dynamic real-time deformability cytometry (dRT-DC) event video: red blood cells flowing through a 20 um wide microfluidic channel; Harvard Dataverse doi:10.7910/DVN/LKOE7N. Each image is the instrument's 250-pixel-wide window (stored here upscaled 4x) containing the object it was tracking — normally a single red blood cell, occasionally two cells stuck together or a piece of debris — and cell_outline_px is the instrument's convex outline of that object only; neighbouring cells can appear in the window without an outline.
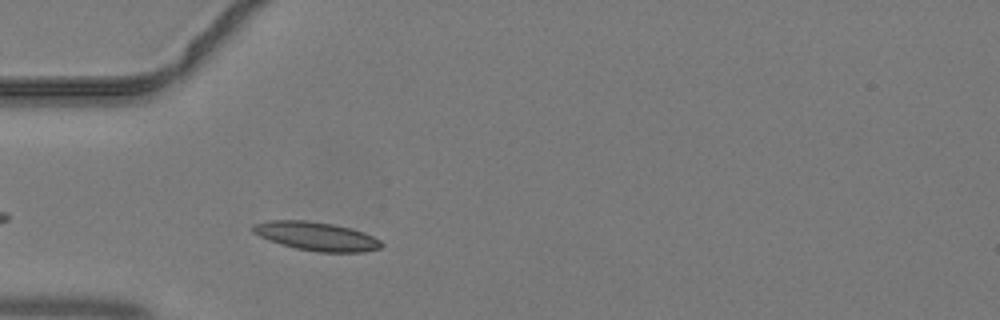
{"species": "common noctule bat (a hibernating species)", "species_latin": "Nyctalus noctula", "temperature_condition": "warm", "stored_images_in_passage": 29, "camera_frame_rate_fps": 3000, "um_per_image_px": 0.085, "animal": {"sex": "male", "body_mass_g": 19.2, "forearm_length_mm": 51.8}, "frame": {"image": 1, "passage_image": 3, "time_ms": 0.667, "image_size_px": [1000, 320], "cell_outline_px": [[384, 244], [380, 248], [364, 252], [320, 252], [296, 248], [280, 244], [260, 236], [252, 232], [252, 224], [268, 220], [308, 220], [332, 224], [352, 228], [364, 232], [380, 240]], "centroid_in_image_um": [26.89, 20.07], "position_along_channel_um": 58.1, "area_um2": 21.5}}
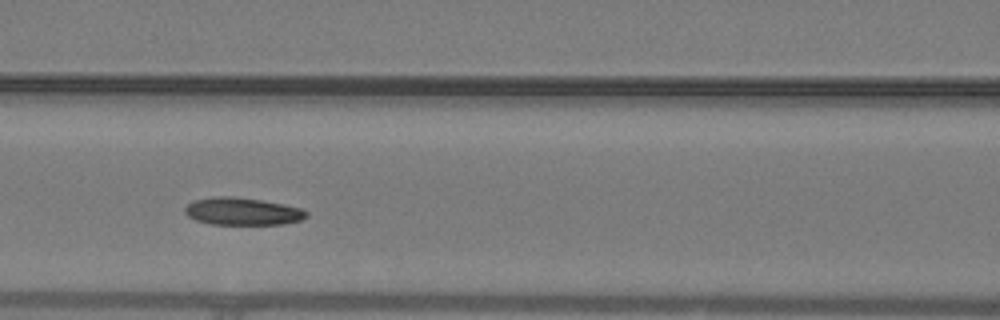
{"frame": {"image": 2, "passage_image": 9, "time_ms": 2.667, "image_size_px": [1000, 320], "cell_outline_px": [[308, 216], [300, 220], [284, 224], [212, 224], [196, 220], [188, 216], [184, 212], [184, 208], [188, 204], [196, 200], [216, 196], [232, 196], [260, 200], [284, 204], [304, 208], [308, 212]], "centroid_in_image_um": [20.64, 17.96], "position_along_channel_um": 146.0, "area_um2": 19.42}}
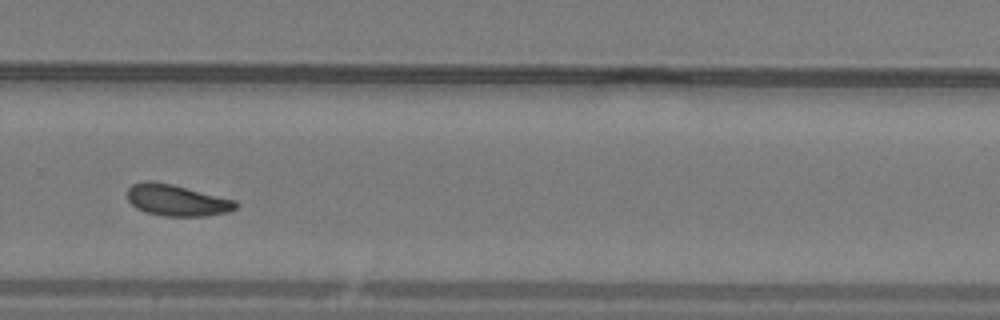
{"frame": {"image": 3, "passage_image": 20, "time_ms": 6.333, "image_size_px": [1000, 320], "cell_outline_px": [[240, 204], [236, 208], [228, 212], [208, 216], [164, 216], [144, 212], [136, 208], [128, 200], [128, 188], [132, 184], [144, 180], [152, 180], [172, 184], [236, 200]], "centroid_in_image_um": [15.03, 17.02], "position_along_channel_um": 314.8, "area_um2": 20.06}}